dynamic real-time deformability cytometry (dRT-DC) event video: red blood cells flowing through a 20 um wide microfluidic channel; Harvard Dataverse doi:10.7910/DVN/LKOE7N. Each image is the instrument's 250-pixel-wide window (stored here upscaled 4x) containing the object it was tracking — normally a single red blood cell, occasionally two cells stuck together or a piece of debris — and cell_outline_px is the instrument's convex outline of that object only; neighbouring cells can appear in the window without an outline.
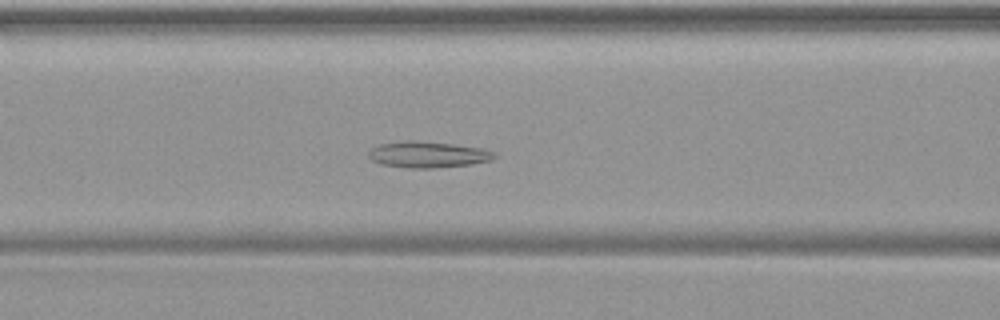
{"species": "common noctule bat (a hibernating species)", "species_latin": "Nyctalus noctula", "temperature_condition": "warm", "stored_images_in_passage": 50, "camera_frame_rate_fps": 3000, "um_per_image_px": 0.085, "animal": {"sex": "female", "body_mass_g": 19.9}, "frame": {"image": 1, "passage_image": 21, "time_ms": 6.667, "image_size_px": [1000, 320], "cell_outline_px": [[496, 156], [492, 160], [472, 164], [432, 168], [412, 168], [380, 164], [372, 160], [368, 156], [368, 152], [372, 148], [380, 144], [404, 140], [412, 140], [452, 144], [484, 148], [496, 152]], "centroid_in_image_um": [36.39, 13.13], "position_along_channel_um": 130.2, "area_um2": 19.25}}
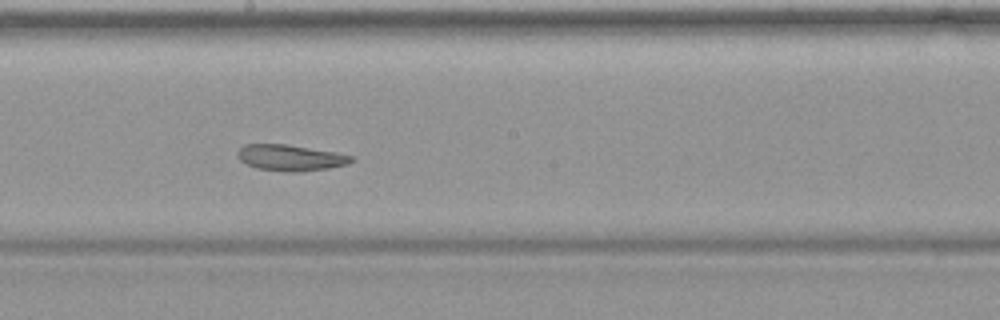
{"frame": {"image": 2, "passage_image": 28, "time_ms": 9.0, "image_size_px": [1000, 320], "cell_outline_px": [[352, 160], [348, 164], [328, 168], [296, 172], [288, 172], [256, 168], [244, 164], [236, 156], [236, 152], [244, 144], [284, 144], [336, 152], [352, 156]], "centroid_in_image_um": [24.62, 13.41], "position_along_channel_um": 223.6, "area_um2": 17.28}}
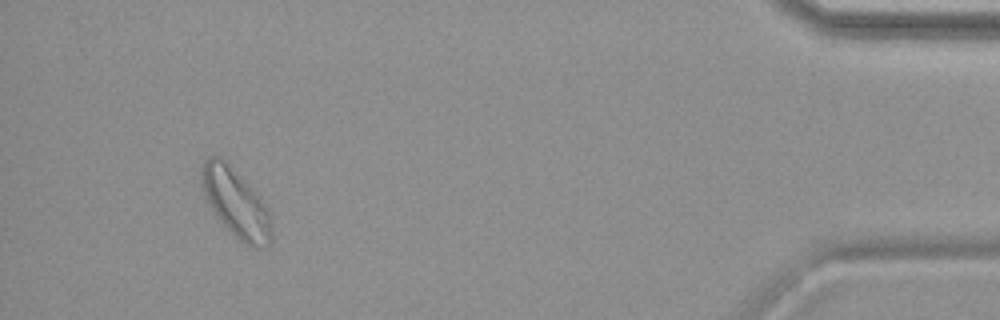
{"frame": {"image": 3, "passage_image": 47, "time_ms": 15.333, "image_size_px": [1000, 320], "cell_outline_px": [[272, 244], [248, 244], [240, 240], [216, 216], [204, 196], [200, 184], [200, 168], [204, 160], [208, 156], [220, 156], [256, 192], [268, 208], [272, 232]], "centroid_in_image_um": [19.99, 17.18], "position_along_channel_um": 415.2, "area_um2": 27.4}}